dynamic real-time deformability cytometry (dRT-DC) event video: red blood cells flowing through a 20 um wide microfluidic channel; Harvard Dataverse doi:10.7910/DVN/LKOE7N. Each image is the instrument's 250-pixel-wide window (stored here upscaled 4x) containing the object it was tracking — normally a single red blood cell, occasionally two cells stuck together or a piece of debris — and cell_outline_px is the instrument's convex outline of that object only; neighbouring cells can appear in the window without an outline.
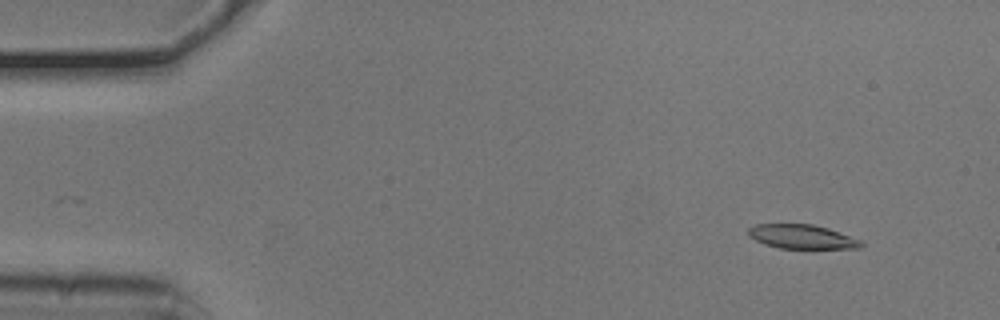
{"species": "common noctule bat (a hibernating species)", "species_latin": "Nyctalus noctula", "temperature_condition": "cold", "stored_images_in_passage": 53, "camera_frame_rate_fps": 3000, "um_per_image_px": 0.085, "animal": {"sex": "male", "body_mass_g": 20.5, "forearm_length_mm": 52.5}, "frame": {"image": 1, "passage_image": 5, "time_ms": 1.333, "image_size_px": [1000, 320], "cell_outline_px": [[864, 244], [860, 248], [780, 248], [764, 244], [748, 236], [748, 228], [756, 224], [812, 224], [828, 228], [860, 240]], "centroid_in_image_um": [68.14, 20.11], "position_along_channel_um": 16.9, "area_um2": 15.72}}
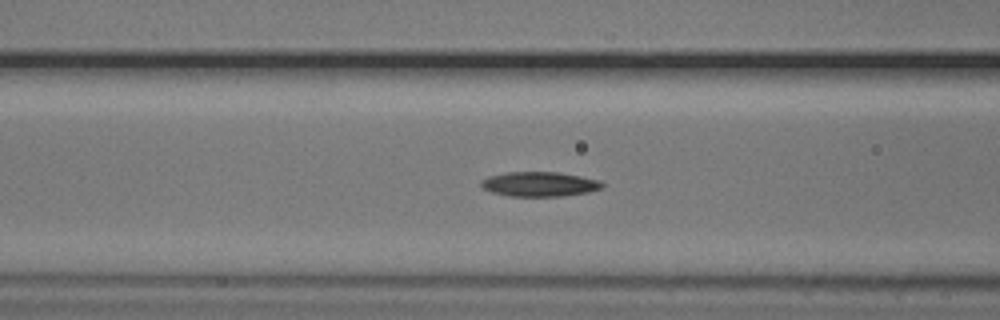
{"frame": {"image": 2, "passage_image": 21, "time_ms": 6.667, "image_size_px": [1000, 320], "cell_outline_px": [[604, 188], [588, 192], [564, 196], [508, 196], [492, 192], [484, 188], [480, 184], [480, 180], [488, 176], [508, 172], [560, 172], [600, 180], [604, 184]], "centroid_in_image_um": [45.88, 15.65], "position_along_channel_um": 120.7, "area_um2": 17.51}}
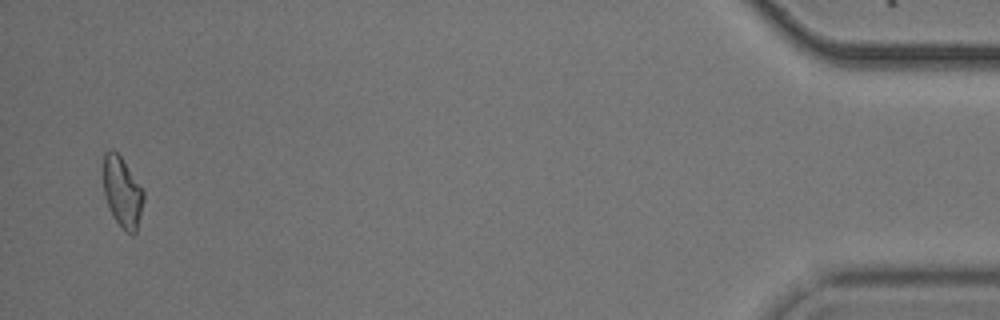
{"frame": {"image": 3, "passage_image": 52, "time_ms": 17.0, "image_size_px": [1000, 320], "cell_outline_px": [[144, 200], [136, 232], [132, 236], [112, 216], [104, 196], [104, 152], [112, 148], [120, 156], [144, 192]], "centroid_in_image_um": [10.39, 16.33], "position_along_channel_um": 424.8, "area_um2": 16.18}, "authors_computed_cell_mechanics": {"area_um2": 16.8198, "velocity_mm_per_s": 3.7691, "shape_relaxation_time_tau1_ms": 4.3255, "shape_relaxation_time_tau2_ms": 6.4145, "deformation_change_tau1": 0.1119, "deformation_change_tau2": 0.13}}